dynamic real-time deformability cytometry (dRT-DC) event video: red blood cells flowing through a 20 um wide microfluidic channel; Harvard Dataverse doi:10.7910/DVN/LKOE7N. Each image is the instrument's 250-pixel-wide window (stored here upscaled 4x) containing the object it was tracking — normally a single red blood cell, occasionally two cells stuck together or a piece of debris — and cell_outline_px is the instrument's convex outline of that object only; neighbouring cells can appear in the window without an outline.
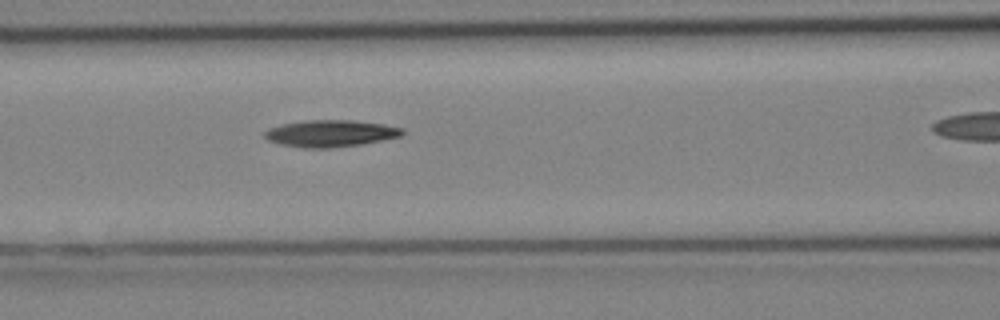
{"species": "Egyptian fruit bat (a non-hibernating species)", "species_latin": "Rousettus aegyptiacus", "temperature_condition": "cold", "stored_images_in_passage": 10, "camera_frame_rate_fps": 3000, "um_per_image_px": 0.085, "animal": {"sex": "female"}, "frame": {"image": 1, "passage_image": 7, "time_ms": 2.0, "image_size_px": [1000, 320], "cell_outline_px": [[404, 132], [400, 136], [384, 140], [360, 144], [332, 148], [304, 148], [280, 144], [268, 140], [264, 136], [264, 132], [268, 128], [280, 124], [304, 120], [352, 120], [380, 124], [404, 128]], "centroid_in_image_um": [28.05, 11.34], "position_along_channel_um": 138.5, "area_um2": 21.56}}
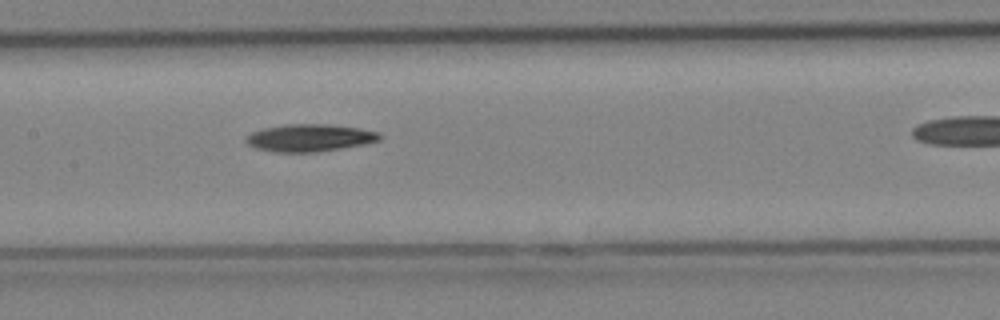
{"frame": {"image": 2, "passage_image": 9, "time_ms": 2.667, "image_size_px": [1000, 320], "cell_outline_px": [[380, 140], [364, 144], [316, 152], [272, 152], [256, 148], [248, 144], [244, 140], [252, 132], [264, 128], [284, 124], [328, 124], [360, 128], [380, 132]], "centroid_in_image_um": [26.31, 11.71], "position_along_channel_um": 181.1, "area_um2": 21.27}}